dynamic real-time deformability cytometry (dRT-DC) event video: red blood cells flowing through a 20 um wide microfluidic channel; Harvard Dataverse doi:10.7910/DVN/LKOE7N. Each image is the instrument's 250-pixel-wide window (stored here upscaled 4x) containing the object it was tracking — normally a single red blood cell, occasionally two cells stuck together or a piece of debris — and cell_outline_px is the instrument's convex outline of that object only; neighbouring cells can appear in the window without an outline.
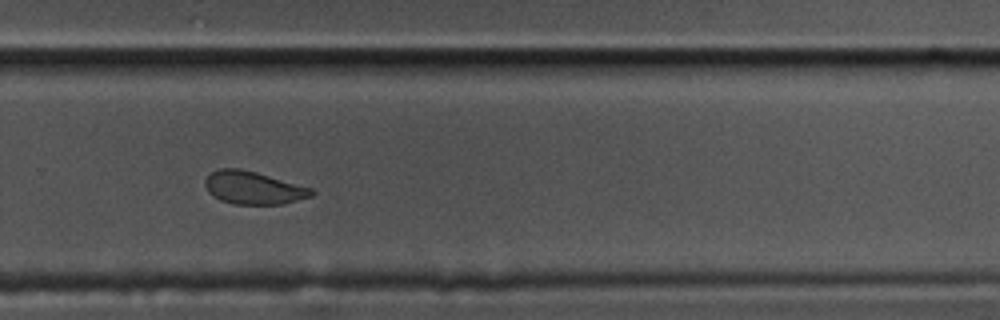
{"species": "common noctule bat (a hibernating species)", "species_latin": "Nyctalus noctula", "temperature_condition": "cold", "stored_images_in_passage": 49, "camera_frame_rate_fps": 3000, "um_per_image_px": 0.085, "animal": {"sex": "male", "body_mass_g": 17.5, "forearm_length_mm": 52.3}, "frame": {"image": 1, "passage_image": 28, "time_ms": 9.0, "image_size_px": [1000, 320], "cell_outline_px": [[316, 192], [312, 196], [284, 204], [232, 204], [220, 200], [212, 196], [208, 192], [204, 184], [204, 180], [212, 172], [220, 168], [240, 168], [256, 172], [312, 188]], "centroid_in_image_um": [21.53, 15.97], "position_along_channel_um": 308.3, "area_um2": 20.46}}